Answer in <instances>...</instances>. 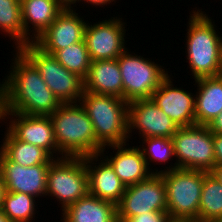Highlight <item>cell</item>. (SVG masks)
I'll list each match as a JSON object with an SVG mask.
<instances>
[{
    "instance_id": "11",
    "label": "cell",
    "mask_w": 222,
    "mask_h": 222,
    "mask_svg": "<svg viewBox=\"0 0 222 222\" xmlns=\"http://www.w3.org/2000/svg\"><path fill=\"white\" fill-rule=\"evenodd\" d=\"M112 18L93 25L86 24L84 40L91 61L117 59L127 49L124 39L126 24L122 17Z\"/></svg>"
},
{
    "instance_id": "39",
    "label": "cell",
    "mask_w": 222,
    "mask_h": 222,
    "mask_svg": "<svg viewBox=\"0 0 222 222\" xmlns=\"http://www.w3.org/2000/svg\"><path fill=\"white\" fill-rule=\"evenodd\" d=\"M211 222H222V219L214 220V221H211Z\"/></svg>"
},
{
    "instance_id": "29",
    "label": "cell",
    "mask_w": 222,
    "mask_h": 222,
    "mask_svg": "<svg viewBox=\"0 0 222 222\" xmlns=\"http://www.w3.org/2000/svg\"><path fill=\"white\" fill-rule=\"evenodd\" d=\"M171 219L167 212H144L143 214L132 217L128 222H170Z\"/></svg>"
},
{
    "instance_id": "31",
    "label": "cell",
    "mask_w": 222,
    "mask_h": 222,
    "mask_svg": "<svg viewBox=\"0 0 222 222\" xmlns=\"http://www.w3.org/2000/svg\"><path fill=\"white\" fill-rule=\"evenodd\" d=\"M207 127L213 134H222V112L216 116Z\"/></svg>"
},
{
    "instance_id": "30",
    "label": "cell",
    "mask_w": 222,
    "mask_h": 222,
    "mask_svg": "<svg viewBox=\"0 0 222 222\" xmlns=\"http://www.w3.org/2000/svg\"><path fill=\"white\" fill-rule=\"evenodd\" d=\"M216 166H222V134H213Z\"/></svg>"
},
{
    "instance_id": "15",
    "label": "cell",
    "mask_w": 222,
    "mask_h": 222,
    "mask_svg": "<svg viewBox=\"0 0 222 222\" xmlns=\"http://www.w3.org/2000/svg\"><path fill=\"white\" fill-rule=\"evenodd\" d=\"M171 75H167L151 95L153 102L179 127L195 125V95L180 87H174Z\"/></svg>"
},
{
    "instance_id": "22",
    "label": "cell",
    "mask_w": 222,
    "mask_h": 222,
    "mask_svg": "<svg viewBox=\"0 0 222 222\" xmlns=\"http://www.w3.org/2000/svg\"><path fill=\"white\" fill-rule=\"evenodd\" d=\"M61 214L63 222H118L116 205L90 194L69 205Z\"/></svg>"
},
{
    "instance_id": "34",
    "label": "cell",
    "mask_w": 222,
    "mask_h": 222,
    "mask_svg": "<svg viewBox=\"0 0 222 222\" xmlns=\"http://www.w3.org/2000/svg\"><path fill=\"white\" fill-rule=\"evenodd\" d=\"M5 193H6V186L4 184V181H3V178H2V175H1V172H0V208L3 204V199H4V196H5Z\"/></svg>"
},
{
    "instance_id": "8",
    "label": "cell",
    "mask_w": 222,
    "mask_h": 222,
    "mask_svg": "<svg viewBox=\"0 0 222 222\" xmlns=\"http://www.w3.org/2000/svg\"><path fill=\"white\" fill-rule=\"evenodd\" d=\"M89 194V176L85 157L55 159L49 166L46 197H55L62 205V212L80 198Z\"/></svg>"
},
{
    "instance_id": "1",
    "label": "cell",
    "mask_w": 222,
    "mask_h": 222,
    "mask_svg": "<svg viewBox=\"0 0 222 222\" xmlns=\"http://www.w3.org/2000/svg\"><path fill=\"white\" fill-rule=\"evenodd\" d=\"M9 74L1 84L5 112L50 116L61 103L47 87L35 66L19 51L15 55Z\"/></svg>"
},
{
    "instance_id": "12",
    "label": "cell",
    "mask_w": 222,
    "mask_h": 222,
    "mask_svg": "<svg viewBox=\"0 0 222 222\" xmlns=\"http://www.w3.org/2000/svg\"><path fill=\"white\" fill-rule=\"evenodd\" d=\"M6 117L7 119L9 118L10 121L6 120ZM4 118L5 121H9V125H7V130L17 140L24 141L42 148L53 159H60L64 157L61 156L62 154L57 148L54 137L53 124L50 116L26 115L17 112H5ZM54 153L55 155L57 154V157L54 156Z\"/></svg>"
},
{
    "instance_id": "6",
    "label": "cell",
    "mask_w": 222,
    "mask_h": 222,
    "mask_svg": "<svg viewBox=\"0 0 222 222\" xmlns=\"http://www.w3.org/2000/svg\"><path fill=\"white\" fill-rule=\"evenodd\" d=\"M176 162L161 174L177 168L211 172L216 166L213 133L207 126L193 125L181 127L171 137ZM178 159V160H177Z\"/></svg>"
},
{
    "instance_id": "4",
    "label": "cell",
    "mask_w": 222,
    "mask_h": 222,
    "mask_svg": "<svg viewBox=\"0 0 222 222\" xmlns=\"http://www.w3.org/2000/svg\"><path fill=\"white\" fill-rule=\"evenodd\" d=\"M102 145L124 144L128 138L129 102L118 96L83 92L80 101Z\"/></svg>"
},
{
    "instance_id": "24",
    "label": "cell",
    "mask_w": 222,
    "mask_h": 222,
    "mask_svg": "<svg viewBox=\"0 0 222 222\" xmlns=\"http://www.w3.org/2000/svg\"><path fill=\"white\" fill-rule=\"evenodd\" d=\"M222 219V183L211 173L204 172L199 203V222Z\"/></svg>"
},
{
    "instance_id": "33",
    "label": "cell",
    "mask_w": 222,
    "mask_h": 222,
    "mask_svg": "<svg viewBox=\"0 0 222 222\" xmlns=\"http://www.w3.org/2000/svg\"><path fill=\"white\" fill-rule=\"evenodd\" d=\"M4 113H5V105H4V93L0 83V119L4 122ZM0 121V122H1Z\"/></svg>"
},
{
    "instance_id": "14",
    "label": "cell",
    "mask_w": 222,
    "mask_h": 222,
    "mask_svg": "<svg viewBox=\"0 0 222 222\" xmlns=\"http://www.w3.org/2000/svg\"><path fill=\"white\" fill-rule=\"evenodd\" d=\"M78 14L74 6L65 7L34 43L44 52L53 55L57 50L83 41L87 22Z\"/></svg>"
},
{
    "instance_id": "16",
    "label": "cell",
    "mask_w": 222,
    "mask_h": 222,
    "mask_svg": "<svg viewBox=\"0 0 222 222\" xmlns=\"http://www.w3.org/2000/svg\"><path fill=\"white\" fill-rule=\"evenodd\" d=\"M50 164L23 167L0 151V172L8 192H21L46 197L47 172Z\"/></svg>"
},
{
    "instance_id": "25",
    "label": "cell",
    "mask_w": 222,
    "mask_h": 222,
    "mask_svg": "<svg viewBox=\"0 0 222 222\" xmlns=\"http://www.w3.org/2000/svg\"><path fill=\"white\" fill-rule=\"evenodd\" d=\"M0 31L11 37L16 50L24 46L20 0H0Z\"/></svg>"
},
{
    "instance_id": "19",
    "label": "cell",
    "mask_w": 222,
    "mask_h": 222,
    "mask_svg": "<svg viewBox=\"0 0 222 222\" xmlns=\"http://www.w3.org/2000/svg\"><path fill=\"white\" fill-rule=\"evenodd\" d=\"M20 3L24 45L34 42L65 8L59 0H21Z\"/></svg>"
},
{
    "instance_id": "37",
    "label": "cell",
    "mask_w": 222,
    "mask_h": 222,
    "mask_svg": "<svg viewBox=\"0 0 222 222\" xmlns=\"http://www.w3.org/2000/svg\"><path fill=\"white\" fill-rule=\"evenodd\" d=\"M0 222H10L7 216L3 213L2 209L0 208Z\"/></svg>"
},
{
    "instance_id": "35",
    "label": "cell",
    "mask_w": 222,
    "mask_h": 222,
    "mask_svg": "<svg viewBox=\"0 0 222 222\" xmlns=\"http://www.w3.org/2000/svg\"><path fill=\"white\" fill-rule=\"evenodd\" d=\"M211 173L222 183V166H215Z\"/></svg>"
},
{
    "instance_id": "27",
    "label": "cell",
    "mask_w": 222,
    "mask_h": 222,
    "mask_svg": "<svg viewBox=\"0 0 222 222\" xmlns=\"http://www.w3.org/2000/svg\"><path fill=\"white\" fill-rule=\"evenodd\" d=\"M53 56L68 71L76 73L83 79L87 76L91 60L85 40L57 50Z\"/></svg>"
},
{
    "instance_id": "32",
    "label": "cell",
    "mask_w": 222,
    "mask_h": 222,
    "mask_svg": "<svg viewBox=\"0 0 222 222\" xmlns=\"http://www.w3.org/2000/svg\"><path fill=\"white\" fill-rule=\"evenodd\" d=\"M86 2V3H90L91 5H98V6H101V8L104 6V5H108V4H110L111 2H116L115 0H78L76 3H79V2ZM103 5V6H102Z\"/></svg>"
},
{
    "instance_id": "20",
    "label": "cell",
    "mask_w": 222,
    "mask_h": 222,
    "mask_svg": "<svg viewBox=\"0 0 222 222\" xmlns=\"http://www.w3.org/2000/svg\"><path fill=\"white\" fill-rule=\"evenodd\" d=\"M84 91L123 98V82L117 59L91 61Z\"/></svg>"
},
{
    "instance_id": "38",
    "label": "cell",
    "mask_w": 222,
    "mask_h": 222,
    "mask_svg": "<svg viewBox=\"0 0 222 222\" xmlns=\"http://www.w3.org/2000/svg\"><path fill=\"white\" fill-rule=\"evenodd\" d=\"M170 222H199L197 220H171Z\"/></svg>"
},
{
    "instance_id": "26",
    "label": "cell",
    "mask_w": 222,
    "mask_h": 222,
    "mask_svg": "<svg viewBox=\"0 0 222 222\" xmlns=\"http://www.w3.org/2000/svg\"><path fill=\"white\" fill-rule=\"evenodd\" d=\"M35 200L29 194L6 191L1 209L10 222H32L37 211Z\"/></svg>"
},
{
    "instance_id": "10",
    "label": "cell",
    "mask_w": 222,
    "mask_h": 222,
    "mask_svg": "<svg viewBox=\"0 0 222 222\" xmlns=\"http://www.w3.org/2000/svg\"><path fill=\"white\" fill-rule=\"evenodd\" d=\"M118 222H128L144 212H167L166 188L161 174L126 187L116 205Z\"/></svg>"
},
{
    "instance_id": "36",
    "label": "cell",
    "mask_w": 222,
    "mask_h": 222,
    "mask_svg": "<svg viewBox=\"0 0 222 222\" xmlns=\"http://www.w3.org/2000/svg\"><path fill=\"white\" fill-rule=\"evenodd\" d=\"M65 7L67 8H71L72 5H76L75 3L78 1V0H59Z\"/></svg>"
},
{
    "instance_id": "28",
    "label": "cell",
    "mask_w": 222,
    "mask_h": 222,
    "mask_svg": "<svg viewBox=\"0 0 222 222\" xmlns=\"http://www.w3.org/2000/svg\"><path fill=\"white\" fill-rule=\"evenodd\" d=\"M142 142L143 143L142 145H139V148L143 154L149 170L151 172L153 171V174H158V169H154L155 171L150 169V163H152V161L158 162L161 165V163H168V160H170L173 156L175 157L174 146L171 138L148 137L143 138Z\"/></svg>"
},
{
    "instance_id": "21",
    "label": "cell",
    "mask_w": 222,
    "mask_h": 222,
    "mask_svg": "<svg viewBox=\"0 0 222 222\" xmlns=\"http://www.w3.org/2000/svg\"><path fill=\"white\" fill-rule=\"evenodd\" d=\"M195 125L207 126L222 112V75L196 79ZM197 94V95H196Z\"/></svg>"
},
{
    "instance_id": "9",
    "label": "cell",
    "mask_w": 222,
    "mask_h": 222,
    "mask_svg": "<svg viewBox=\"0 0 222 222\" xmlns=\"http://www.w3.org/2000/svg\"><path fill=\"white\" fill-rule=\"evenodd\" d=\"M132 54L127 48L117 58L123 82V99L127 102L151 98L168 75V71L161 65L149 58Z\"/></svg>"
},
{
    "instance_id": "3",
    "label": "cell",
    "mask_w": 222,
    "mask_h": 222,
    "mask_svg": "<svg viewBox=\"0 0 222 222\" xmlns=\"http://www.w3.org/2000/svg\"><path fill=\"white\" fill-rule=\"evenodd\" d=\"M197 10V12H196ZM193 10L189 15L186 39V58L193 79L214 77L222 72V37L215 22L204 11Z\"/></svg>"
},
{
    "instance_id": "23",
    "label": "cell",
    "mask_w": 222,
    "mask_h": 222,
    "mask_svg": "<svg viewBox=\"0 0 222 222\" xmlns=\"http://www.w3.org/2000/svg\"><path fill=\"white\" fill-rule=\"evenodd\" d=\"M4 134L0 151L12 162L23 167H31L51 164L55 160L42 148L17 140L8 130Z\"/></svg>"
},
{
    "instance_id": "5",
    "label": "cell",
    "mask_w": 222,
    "mask_h": 222,
    "mask_svg": "<svg viewBox=\"0 0 222 222\" xmlns=\"http://www.w3.org/2000/svg\"><path fill=\"white\" fill-rule=\"evenodd\" d=\"M171 220H197L204 171L177 168L161 173Z\"/></svg>"
},
{
    "instance_id": "17",
    "label": "cell",
    "mask_w": 222,
    "mask_h": 222,
    "mask_svg": "<svg viewBox=\"0 0 222 222\" xmlns=\"http://www.w3.org/2000/svg\"><path fill=\"white\" fill-rule=\"evenodd\" d=\"M127 144L106 145L103 146L102 151L99 153L102 156L100 159L104 158L112 166L114 172L126 187L146 180L153 174L149 170L138 145L128 147L129 144ZM106 147L107 149H114L117 152L115 151L114 156L110 155V158L108 155L104 157Z\"/></svg>"
},
{
    "instance_id": "2",
    "label": "cell",
    "mask_w": 222,
    "mask_h": 222,
    "mask_svg": "<svg viewBox=\"0 0 222 222\" xmlns=\"http://www.w3.org/2000/svg\"><path fill=\"white\" fill-rule=\"evenodd\" d=\"M50 118L62 156L86 157L102 151L103 146L96 140L93 124L80 102L61 103Z\"/></svg>"
},
{
    "instance_id": "18",
    "label": "cell",
    "mask_w": 222,
    "mask_h": 222,
    "mask_svg": "<svg viewBox=\"0 0 222 222\" xmlns=\"http://www.w3.org/2000/svg\"><path fill=\"white\" fill-rule=\"evenodd\" d=\"M99 157H101L99 154L85 157L89 176V194L117 205L126 186L116 175L112 166L105 159L100 161ZM98 160L100 163L98 162L97 165Z\"/></svg>"
},
{
    "instance_id": "13",
    "label": "cell",
    "mask_w": 222,
    "mask_h": 222,
    "mask_svg": "<svg viewBox=\"0 0 222 222\" xmlns=\"http://www.w3.org/2000/svg\"><path fill=\"white\" fill-rule=\"evenodd\" d=\"M133 129L138 130L140 138H171L179 127L170 119L151 98L137 99L129 102L128 138ZM131 135V136H130Z\"/></svg>"
},
{
    "instance_id": "7",
    "label": "cell",
    "mask_w": 222,
    "mask_h": 222,
    "mask_svg": "<svg viewBox=\"0 0 222 222\" xmlns=\"http://www.w3.org/2000/svg\"><path fill=\"white\" fill-rule=\"evenodd\" d=\"M38 70L47 87L60 103H76L84 92V79L68 71L57 59L34 42L18 49Z\"/></svg>"
}]
</instances>
